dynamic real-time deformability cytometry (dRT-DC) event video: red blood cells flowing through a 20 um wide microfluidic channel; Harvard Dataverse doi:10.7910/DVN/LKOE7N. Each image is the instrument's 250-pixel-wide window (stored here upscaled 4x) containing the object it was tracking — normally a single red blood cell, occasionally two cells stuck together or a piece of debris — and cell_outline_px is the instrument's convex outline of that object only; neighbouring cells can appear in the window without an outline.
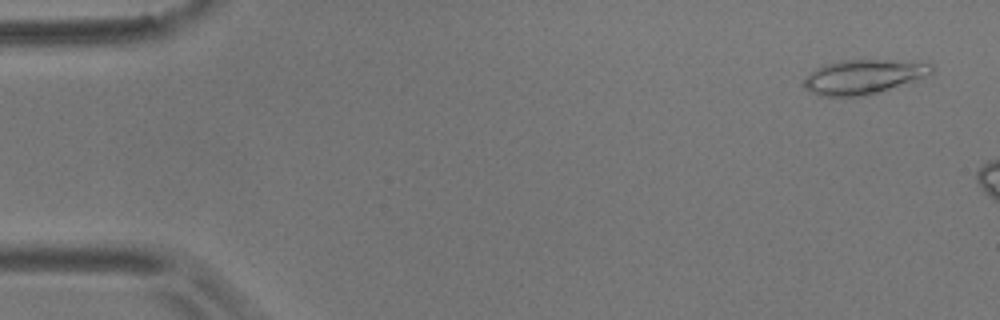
{"species": "common noctule bat (a hibernating species)", "species_latin": "Nyctalus noctula", "temperature_condition": "room temperature", "stored_images_in_passage": 3, "camera_frame_rate_fps": 3000, "um_per_image_px": 0.085, "animal": {"sex": "male", "body_mass_g": 17.9}, "frame": {"image": 1, "passage_image": 1, "time_ms": 0.0, "image_size_px": [1000, 320], "cell_outline_px": [[932, 72], [924, 76], [864, 96], [820, 96], [804, 88], [804, 80], [812, 72], [824, 64], [844, 60], [888, 60], [932, 64]], "centroid_in_image_um": [73.32, 6.52], "position_along_channel_um": 11.7, "area_um2": 24.68}}